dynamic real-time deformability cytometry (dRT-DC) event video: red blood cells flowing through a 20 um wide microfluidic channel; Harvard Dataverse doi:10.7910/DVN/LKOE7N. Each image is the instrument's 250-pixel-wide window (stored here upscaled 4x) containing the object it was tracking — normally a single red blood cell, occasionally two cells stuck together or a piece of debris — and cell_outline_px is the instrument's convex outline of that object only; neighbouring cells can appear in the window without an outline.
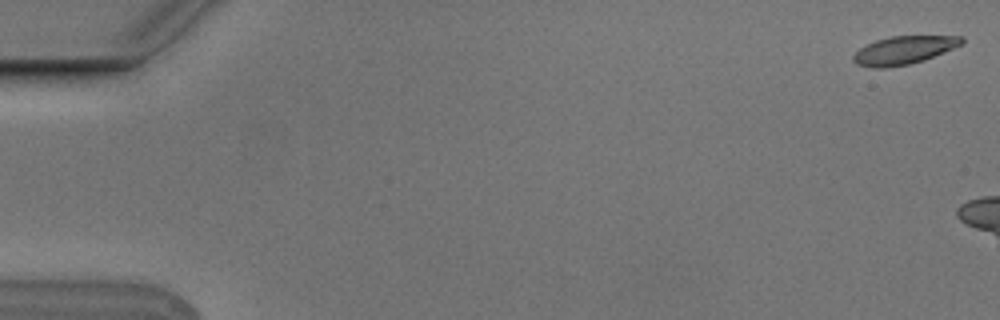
{"species": "Egyptian fruit bat (a non-hibernating species)", "species_latin": "Rousettus aegyptiacus", "temperature_condition": "cold", "stored_images_in_passage": 6, "camera_frame_rate_fps": 3000, "um_per_image_px": 0.085, "animal": {"sex": "male"}, "frame": {"image": 1, "passage_image": 1, "time_ms": 0.0, "image_size_px": [1000, 320], "cell_outline_px": [[964, 44], [924, 60], [908, 64], [884, 68], [872, 68], [856, 64], [852, 60], [852, 56], [860, 48], [876, 40], [892, 36], [964, 36]], "centroid_in_image_um": [76.83, 4.27], "position_along_channel_um": 8.2, "area_um2": 17.74}}